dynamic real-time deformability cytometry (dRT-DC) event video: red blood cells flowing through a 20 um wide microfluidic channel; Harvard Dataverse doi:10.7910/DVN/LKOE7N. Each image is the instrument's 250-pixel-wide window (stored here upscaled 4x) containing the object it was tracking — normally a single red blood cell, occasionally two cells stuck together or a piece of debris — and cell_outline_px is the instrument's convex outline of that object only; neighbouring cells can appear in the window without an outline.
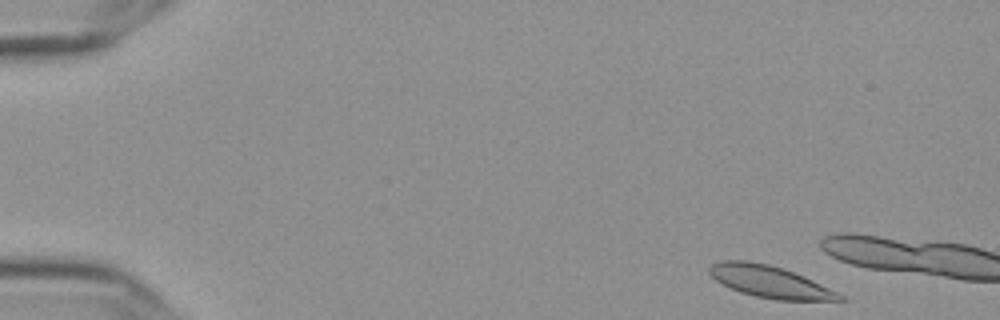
{"species": "Egyptian fruit bat (a non-hibernating species)", "species_latin": "Rousettus aegyptiacus", "temperature_condition": "cold", "stored_images_in_passage": 11, "camera_frame_rate_fps": 3000, "um_per_image_px": 0.085, "frame": {"image": 1, "passage_image": 1, "time_ms": 0.0, "image_size_px": [1000, 320], "cell_outline_px": [[844, 300], [776, 300], [756, 296], [740, 292], [716, 280], [708, 272], [708, 268], [712, 264], [720, 260], [744, 260], [768, 264], [784, 268], [804, 276], [844, 296]], "centroid_in_image_um": [65.41, 23.93], "position_along_channel_um": 19.6, "area_um2": 23.93}}